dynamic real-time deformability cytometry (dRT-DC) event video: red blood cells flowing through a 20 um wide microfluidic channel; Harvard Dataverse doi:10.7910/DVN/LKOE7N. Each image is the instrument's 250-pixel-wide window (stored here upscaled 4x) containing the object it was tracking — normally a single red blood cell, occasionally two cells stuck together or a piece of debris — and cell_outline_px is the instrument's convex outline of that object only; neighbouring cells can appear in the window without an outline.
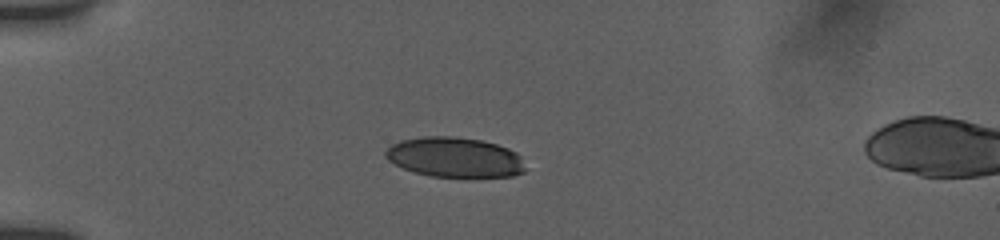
{"species": "human", "species_latin": "Homo sapiens", "temperature_condition": "room temperature", "stored_images_in_passage": 40, "camera_frame_rate_fps": 3000, "um_per_image_px": 0.085, "donor": {"sex": "female"}, "frame": {"image": 1, "passage_image": 1, "time_ms": 0.0, "image_size_px": [1000, 240], "cell_outline_px": [[528, 168], [524, 172], [512, 176], [472, 180], [432, 176], [416, 172], [404, 168], [388, 160], [384, 156], [384, 152], [392, 144], [400, 140], [424, 136], [452, 136], [480, 140], [496, 144], [508, 148], [516, 152], [520, 156]], "centroid_in_image_um": [38.72, 13.41], "position_along_channel_um": 46.3, "area_um2": 33.58}}
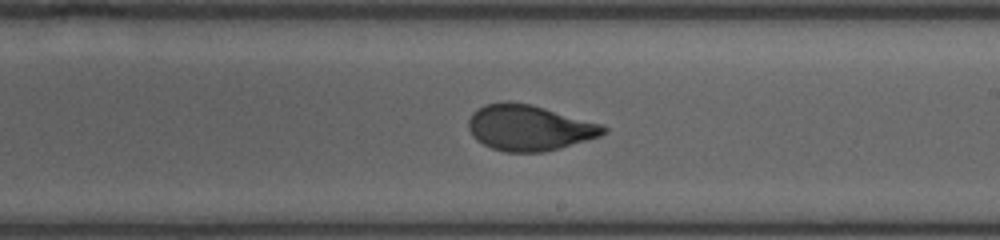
{"frame": {"image": 2, "passage_image": 19, "time_ms": 6.0, "image_size_px": [1000, 240], "cell_outline_px": [[608, 132], [600, 136], [560, 148], [544, 152], [504, 152], [492, 148], [476, 140], [472, 136], [468, 128], [468, 120], [472, 112], [476, 108], [484, 104], [504, 100], [508, 100], [532, 104], [604, 124], [608, 128]], "centroid_in_image_um": [44.97, 10.84], "position_along_channel_um": 244.0, "area_um2": 36.59}}
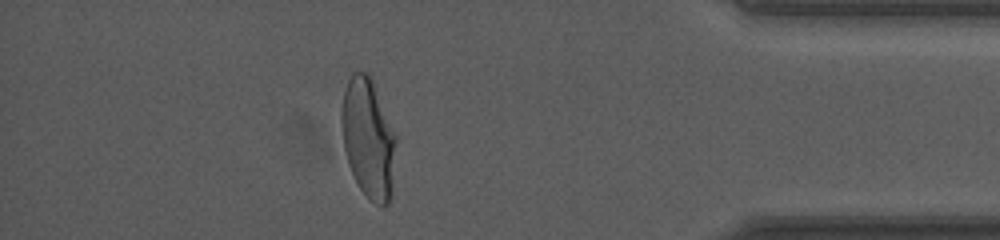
{"frame": {"image": 3, "passage_image": 34, "time_ms": 11.0, "image_size_px": [1000, 240], "cell_outline_px": [[396, 140], [392, 196], [388, 204], [376, 204], [368, 200], [360, 188], [348, 164], [344, 148], [340, 124], [340, 112], [344, 92], [348, 80], [352, 72], [368, 72], [372, 76], [396, 136]], "centroid_in_image_um": [31.3, 11.73], "position_along_channel_um": 403.9, "area_um2": 38.44}, "authors_computed_cell_mechanics": {"area_um2": 36.5585, "velocity_mm_per_s": 3.8323, "shape_relaxation_time_tau1_ms": 5.7635, "shape_relaxation_time_tau2_ms": null, "deformation_change_tau1": 0.2018, "deformation_change_tau2": null}}